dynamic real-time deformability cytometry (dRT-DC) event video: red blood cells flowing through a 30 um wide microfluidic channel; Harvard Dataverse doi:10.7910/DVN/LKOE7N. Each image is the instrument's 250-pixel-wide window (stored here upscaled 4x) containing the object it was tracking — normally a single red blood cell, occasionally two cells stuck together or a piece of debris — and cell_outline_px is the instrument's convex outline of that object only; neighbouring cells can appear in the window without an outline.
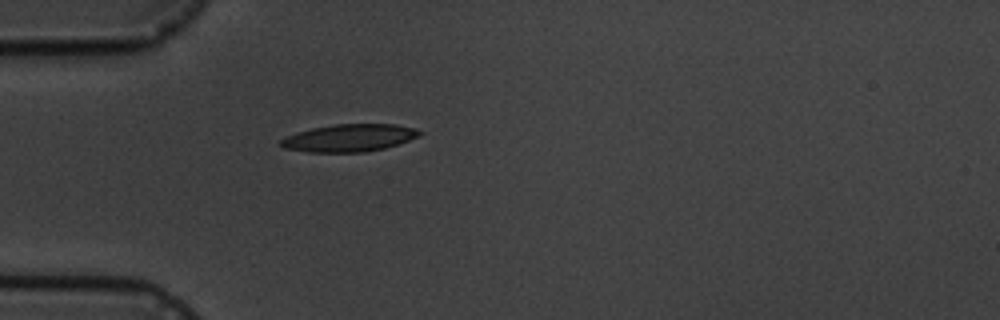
{"species": "common noctule bat (a hibernating species)", "species_latin": "Nyctalus noctula", "temperature_condition": "cold", "stored_images_in_passage": 1, "camera_frame_rate_fps": 3000, "um_per_image_px": 0.085, "animal": {"sex": "male", "body_mass_g": 19.5, "forearm_length_mm": 54.6}, "frame": {"image": 1, "passage_image": 1, "time_ms": 0.0, "image_size_px": [1000, 320], "cell_outline_px": [[424, 132], [408, 140], [384, 148], [364, 152], [308, 152], [284, 148], [280, 144], [280, 140], [296, 132], [312, 128], [336, 124], [396, 124], [416, 128]], "centroid_in_image_um": [29.68, 11.71], "position_along_channel_um": 55.3, "area_um2": 22.02}}